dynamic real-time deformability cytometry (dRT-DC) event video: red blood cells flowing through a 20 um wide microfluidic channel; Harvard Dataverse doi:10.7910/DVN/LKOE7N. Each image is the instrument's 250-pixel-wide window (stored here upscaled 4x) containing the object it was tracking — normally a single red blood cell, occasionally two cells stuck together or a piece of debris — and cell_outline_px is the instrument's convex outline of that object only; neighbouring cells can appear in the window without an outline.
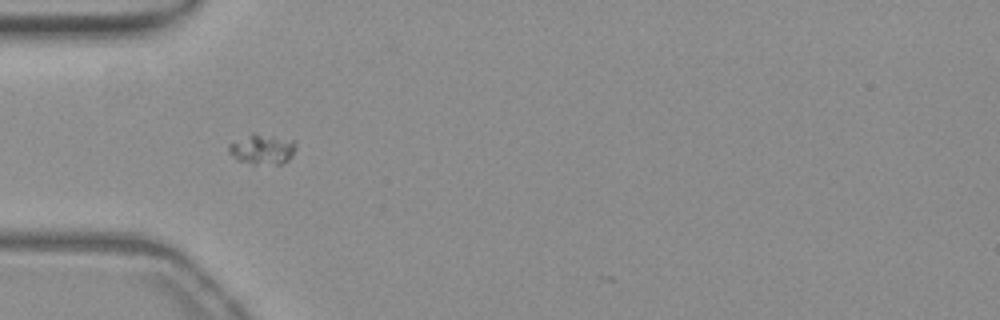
{"species": "common noctule bat (a hibernating species)", "species_latin": "Nyctalus noctula", "temperature_condition": "warm", "stored_images_in_passage": 5, "camera_frame_rate_fps": 3000, "um_per_image_px": 0.085, "animal": {"sex": "female", "body_mass_g": 19.3, "forearm_length_mm": 54.1}, "frame": {"image": 1, "passage_image": 1, "time_ms": 0.0, "image_size_px": [1000, 320], "cell_outline_px": [[296, 148], [292, 156], [288, 160], [280, 164], [252, 164], [236, 160], [228, 152], [228, 144], [252, 132], [256, 132], [296, 140]], "centroid_in_image_um": [22.29, 12.66], "position_along_channel_um": 62.7, "area_um2": 12.2}}
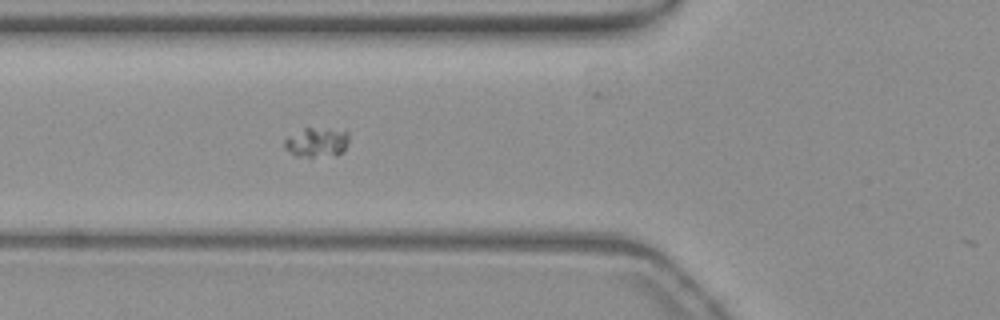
{"frame": {"image": 2, "passage_image": 4, "time_ms": 1.0, "image_size_px": [1000, 320], "cell_outline_px": [[348, 144], [344, 152], [312, 156], [296, 156], [284, 148], [284, 140], [288, 136], [304, 128], [312, 128], [348, 132]], "centroid_in_image_um": [26.89, 12.09], "position_along_channel_um": 98.9, "area_um2": 10.64}}